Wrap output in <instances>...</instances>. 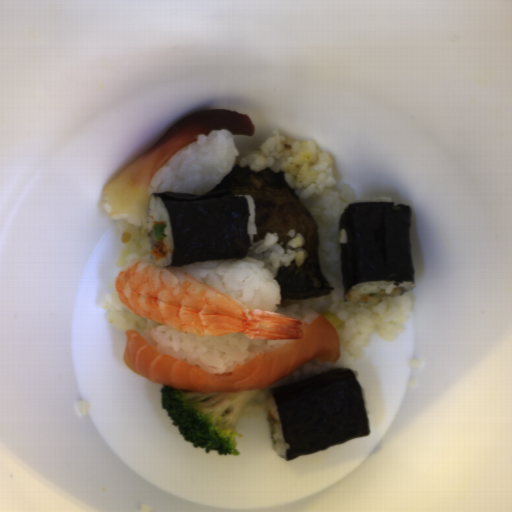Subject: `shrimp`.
Segmentation results:
<instances>
[{
	"mask_svg": "<svg viewBox=\"0 0 512 512\" xmlns=\"http://www.w3.org/2000/svg\"><path fill=\"white\" fill-rule=\"evenodd\" d=\"M117 299L132 314L199 337L240 334L247 339H303L300 319L252 308L178 267L137 259L116 275Z\"/></svg>",
	"mask_w": 512,
	"mask_h": 512,
	"instance_id": "shrimp-1",
	"label": "shrimp"
}]
</instances>
